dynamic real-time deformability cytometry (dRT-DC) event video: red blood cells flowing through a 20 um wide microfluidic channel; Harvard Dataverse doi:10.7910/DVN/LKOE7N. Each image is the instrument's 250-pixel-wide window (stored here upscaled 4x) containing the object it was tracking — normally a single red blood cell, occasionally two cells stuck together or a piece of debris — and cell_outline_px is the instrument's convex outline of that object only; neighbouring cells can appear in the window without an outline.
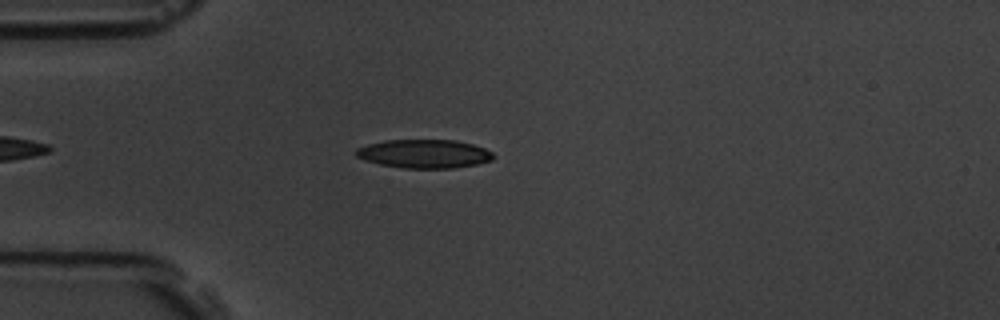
{"species": "common noctule bat (a hibernating species)", "species_latin": "Nyctalus noctula", "temperature_condition": "room temperature", "stored_images_in_passage": 45, "camera_frame_rate_fps": 3000, "um_per_image_px": 0.085, "animal": {"sex": "male", "body_mass_g": 19.5, "forearm_length_mm": 54.6}, "frame": {"image": 1, "passage_image": 7, "time_ms": 2.0, "image_size_px": [1000, 320], "cell_outline_px": [[496, 156], [492, 160], [476, 164], [456, 168], [400, 168], [380, 164], [364, 160], [356, 156], [356, 148], [368, 144], [384, 140], [456, 140], [472, 144], [484, 148], [492, 152]], "centroid_in_image_um": [36.06, 13.07], "position_along_channel_um": 48.9, "area_um2": 23.0}}
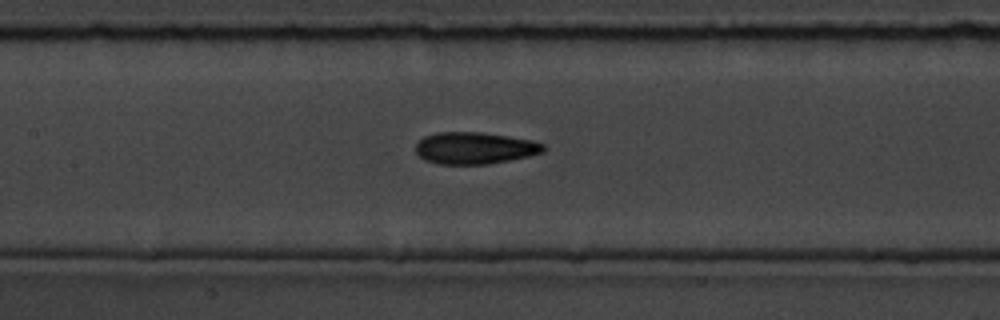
{"frame": {"image": 2, "passage_image": 18, "time_ms": 5.667, "image_size_px": [1000, 320], "cell_outline_px": [[544, 152], [528, 156], [488, 164], [440, 164], [424, 160], [416, 152], [416, 144], [424, 136], [436, 132], [480, 132], [508, 136], [532, 140], [544, 144]], "centroid_in_image_um": [40.33, 12.58], "position_along_channel_um": 167.1, "area_um2": 23.64}}
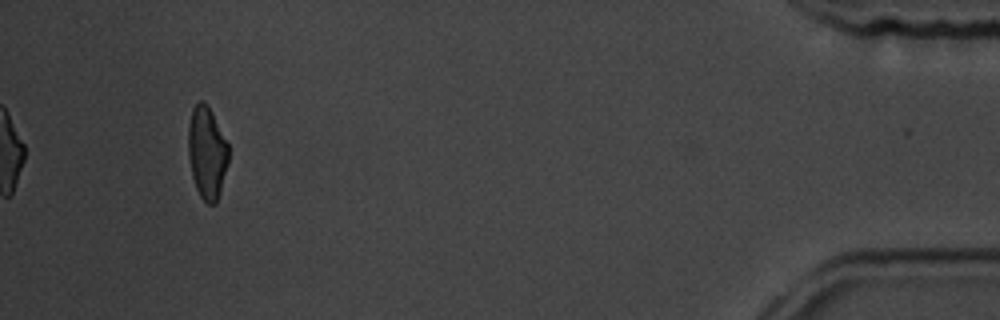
{"frame": {"image": 3, "passage_image": 45, "time_ms": 14.667, "image_size_px": [1000, 320], "cell_outline_px": [[228, 164], [220, 192], [216, 204], [208, 204], [200, 196], [196, 188], [192, 176], [188, 156], [188, 124], [192, 108], [200, 100], [204, 100], [208, 104], [228, 144]], "centroid_in_image_um": [17.58, 12.96], "position_along_channel_um": 417.6, "area_um2": 21.85}, "authors_computed_cell_mechanics": {"area_um2": 23.2934, "velocity_mm_per_s": 3.588, "shape_relaxation_time_tau1_ms": 3.4016, "shape_relaxation_time_tau2_ms": 2.9383, "deformation_change_tau1": 0.1352, "deformation_change_tau2": 0.097}}